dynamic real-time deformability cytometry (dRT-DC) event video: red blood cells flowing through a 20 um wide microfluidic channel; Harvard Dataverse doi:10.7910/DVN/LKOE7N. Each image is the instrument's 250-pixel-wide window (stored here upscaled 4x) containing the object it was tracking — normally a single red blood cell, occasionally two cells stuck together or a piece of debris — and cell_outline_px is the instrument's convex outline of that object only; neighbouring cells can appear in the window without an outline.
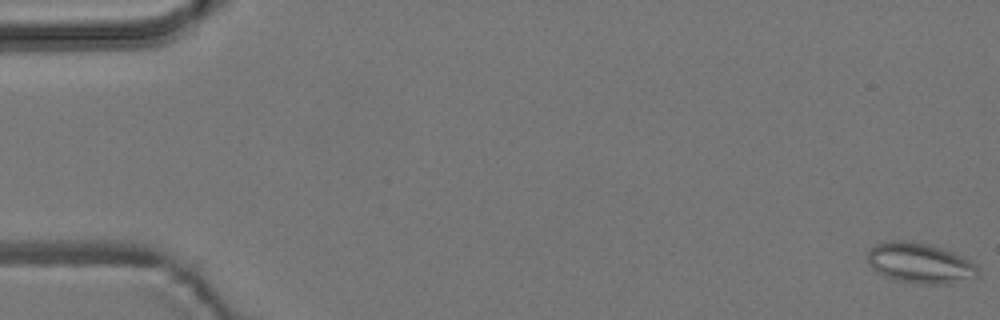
{"species": "common noctule bat (a hibernating species)", "species_latin": "Nyctalus noctula", "temperature_condition": "room temperature", "stored_images_in_passage": 55, "camera_frame_rate_fps": 3000, "um_per_image_px": 0.085, "animal": {"sex": "male", "body_mass_g": 19.2, "forearm_length_mm": 51.8}, "frame": {"image": 1, "passage_image": 1, "time_ms": 0.0, "image_size_px": [1000, 320], "cell_outline_px": [[980, 272], [976, 276], [952, 284], [920, 284], [896, 280], [884, 276], [872, 268], [868, 260], [868, 252], [876, 244], [892, 240], [908, 240], [928, 244], [952, 252], [972, 260], [976, 264]], "centroid_in_image_um": [78.22, 22.37], "position_along_channel_um": 6.8, "area_um2": 26.01}}
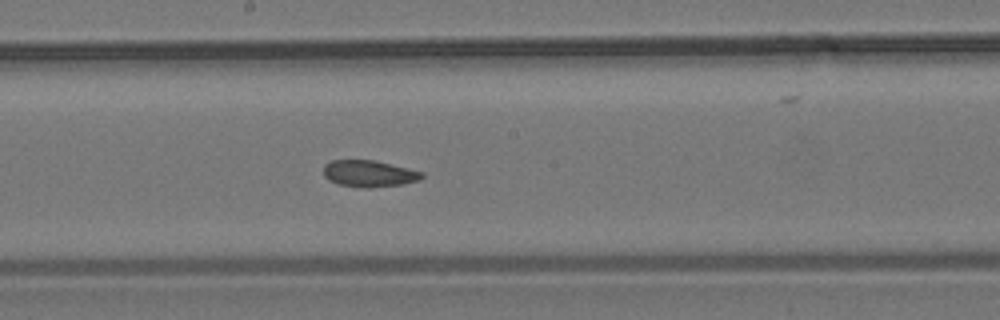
{"frame": {"image": 2, "passage_image": 30, "time_ms": 9.667, "image_size_px": [1000, 320], "cell_outline_px": [[424, 176], [420, 180], [400, 184], [372, 188], [364, 188], [336, 184], [328, 180], [324, 176], [324, 164], [332, 160], [372, 160], [424, 172]], "centroid_in_image_um": [31.34, 14.76], "position_along_channel_um": 216.9, "area_um2": 15.26}}
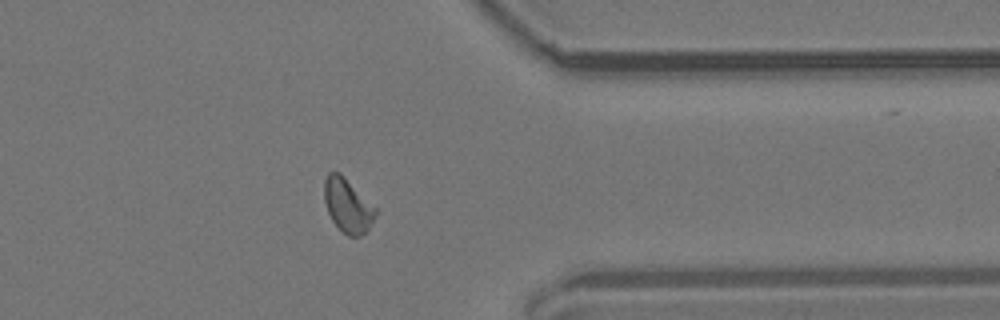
{"frame": {"image": 3, "passage_image": 44, "time_ms": 14.333, "image_size_px": [1000, 320], "cell_outline_px": [[376, 216], [368, 228], [360, 236], [348, 236], [332, 220], [328, 212], [324, 200], [324, 180], [328, 172], [340, 172], [376, 208]], "centroid_in_image_um": [29.53, 17.44], "position_along_channel_um": 381.9, "area_um2": 15.84}, "authors_computed_cell_mechanics": {"area_um2": 16.0684, "velocity_mm_per_s": 3.7734, "shape_relaxation_time_tau1_ms": null, "shape_relaxation_time_tau2_ms": 3.1182, "deformation_change_tau1": null, "deformation_change_tau2": 0.0886}}